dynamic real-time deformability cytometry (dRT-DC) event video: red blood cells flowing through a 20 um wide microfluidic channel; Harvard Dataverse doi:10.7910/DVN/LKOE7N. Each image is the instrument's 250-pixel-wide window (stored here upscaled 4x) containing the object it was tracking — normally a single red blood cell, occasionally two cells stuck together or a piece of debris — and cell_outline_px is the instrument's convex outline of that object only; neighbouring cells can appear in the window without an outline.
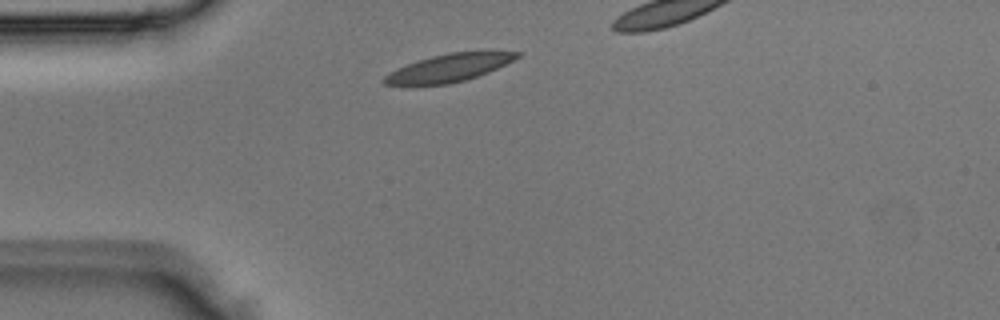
{"species": "Egyptian fruit bat (a non-hibernating species)", "species_latin": "Rousettus aegyptiacus", "temperature_condition": "room temperature", "stored_images_in_passage": 2, "camera_frame_rate_fps": 3000, "um_per_image_px": 0.085, "animal": {"sex": "male"}, "frame": {"image": 1, "passage_image": 1, "time_ms": 0.0, "image_size_px": [1000, 320], "cell_outline_px": [[524, 52], [520, 56], [488, 72], [464, 80], [448, 84], [412, 88], [384, 84], [380, 80], [384, 76], [408, 64], [432, 56], [452, 52]], "centroid_in_image_um": [38.04, 5.83], "position_along_channel_um": 47.0, "area_um2": 21.5}}